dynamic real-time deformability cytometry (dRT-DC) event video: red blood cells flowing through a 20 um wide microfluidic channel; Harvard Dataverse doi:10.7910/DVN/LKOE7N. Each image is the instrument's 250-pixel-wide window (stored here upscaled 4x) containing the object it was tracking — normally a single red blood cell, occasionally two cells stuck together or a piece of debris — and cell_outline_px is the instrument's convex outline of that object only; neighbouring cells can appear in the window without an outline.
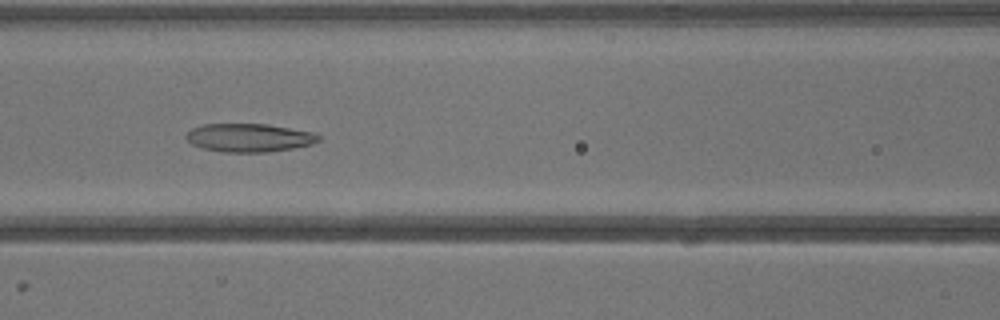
{"species": "common noctule bat (a hibernating species)", "species_latin": "Nyctalus noctula", "temperature_condition": "warm", "stored_images_in_passage": 37, "camera_frame_rate_fps": 3000, "um_per_image_px": 0.085, "animal": {"sex": "male", "body_mass_g": 13.3}, "frame": {"image": 1, "passage_image": 15, "time_ms": 4.667, "image_size_px": [1000, 320], "cell_outline_px": [[320, 140], [312, 144], [292, 148], [264, 152], [224, 152], [204, 148], [192, 144], [184, 136], [192, 128], [204, 124], [268, 124], [312, 132], [320, 136]], "centroid_in_image_um": [21.17, 11.7], "position_along_channel_um": 145.4, "area_um2": 21.68}}
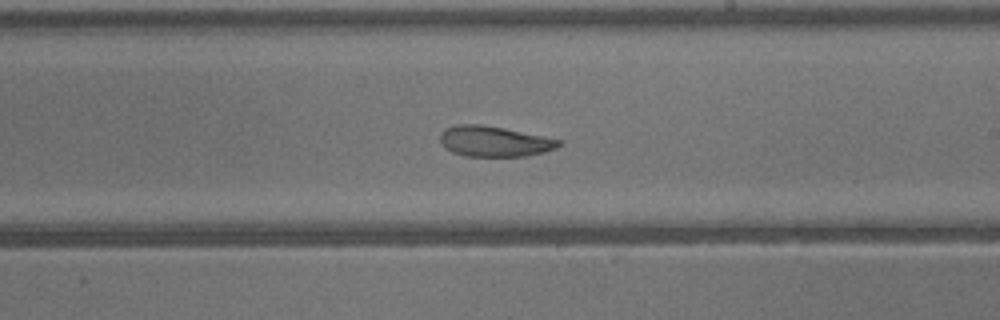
{"frame": {"image": 2, "passage_image": 21, "time_ms": 6.667, "image_size_px": [1000, 320], "cell_outline_px": [[564, 144], [556, 148], [544, 152], [528, 156], [464, 156], [452, 152], [440, 140], [440, 132], [444, 128], [456, 124], [480, 124], [504, 128], [544, 136], [560, 140]], "centroid_in_image_um": [42.03, 12.01], "position_along_channel_um": 247.0, "area_um2": 21.15}}
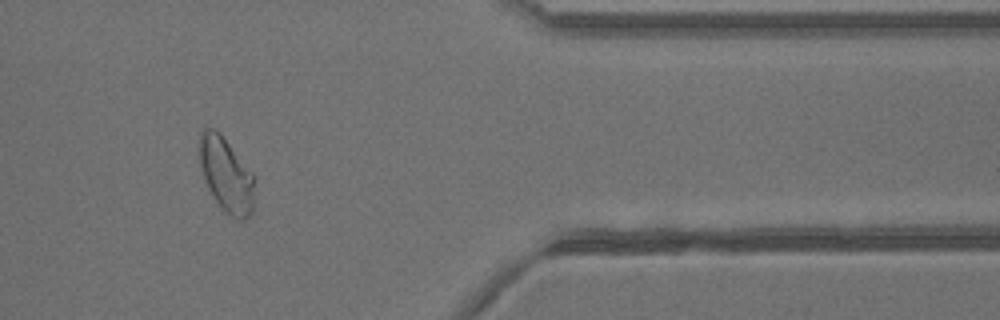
{"frame": {"image": 3, "passage_image": 31, "time_ms": 10.0, "image_size_px": [1000, 320], "cell_outline_px": [[256, 176], [252, 212], [244, 220], [236, 220], [216, 200], [208, 188], [200, 168], [200, 132], [204, 128], [212, 128], [220, 132]], "centroid_in_image_um": [19.26, 14.83], "position_along_channel_um": 392.1, "area_um2": 23.93}}